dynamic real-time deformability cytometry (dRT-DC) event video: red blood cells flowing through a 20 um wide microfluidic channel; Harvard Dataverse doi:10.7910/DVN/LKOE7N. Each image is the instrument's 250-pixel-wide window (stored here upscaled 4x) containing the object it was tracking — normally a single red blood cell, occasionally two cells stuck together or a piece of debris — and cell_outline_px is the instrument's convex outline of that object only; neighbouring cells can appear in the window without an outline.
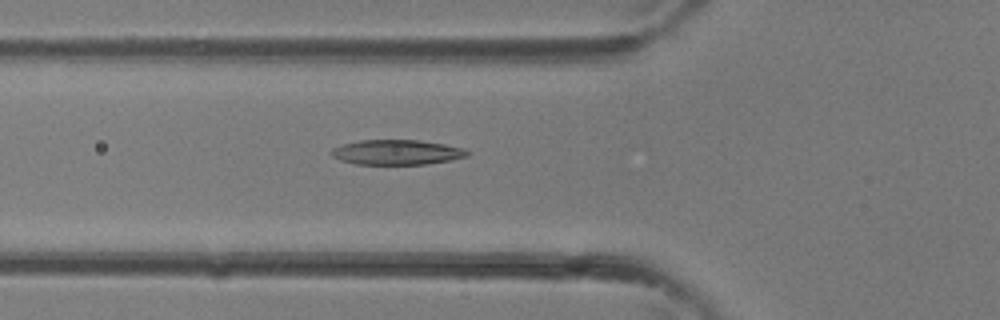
{"species": "common noctule bat (a hibernating species)", "species_latin": "Nyctalus noctula", "temperature_condition": "room temperature", "stored_images_in_passage": 36, "camera_frame_rate_fps": 3000, "um_per_image_px": 0.085, "animal": {"sex": "female"}, "frame": {"image": 1, "passage_image": 13, "time_ms": 4.0, "image_size_px": [1000, 320], "cell_outline_px": [[468, 156], [428, 164], [356, 164], [340, 160], [332, 156], [328, 152], [332, 148], [344, 144], [360, 140], [416, 140], [444, 144], [464, 148], [468, 152]], "centroid_in_image_um": [33.69, 12.94], "position_along_channel_um": 92.1, "area_um2": 19.65}}
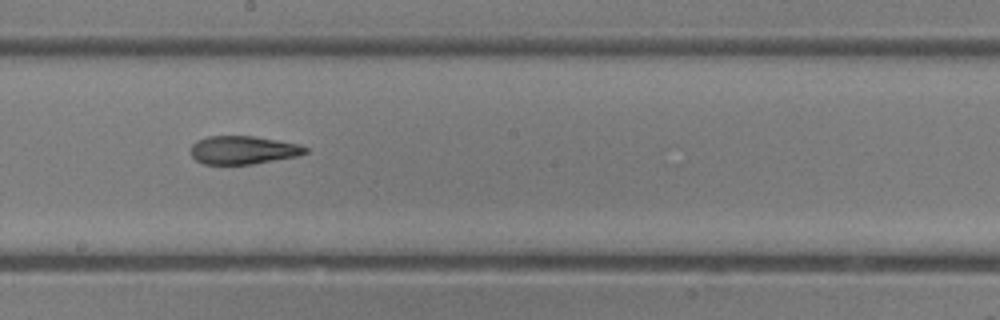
{"frame": {"image": 2, "passage_image": 20, "time_ms": 6.333, "image_size_px": [1000, 320], "cell_outline_px": [[308, 152], [296, 156], [252, 164], [204, 164], [196, 160], [192, 156], [192, 144], [196, 140], [208, 136], [252, 136], [300, 144], [308, 148]], "centroid_in_image_um": [20.66, 12.75], "position_along_channel_um": 227.5, "area_um2": 18.73}}
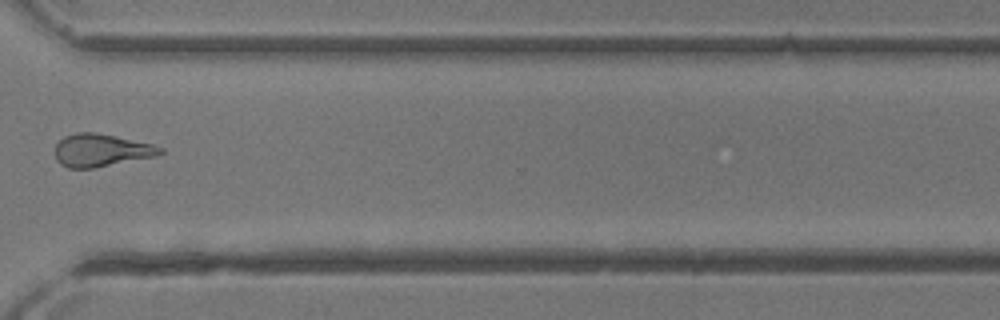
{"frame": {"image": 3, "passage_image": 27, "time_ms": 8.667, "image_size_px": [1000, 320], "cell_outline_px": [[164, 152], [156, 156], [92, 168], [68, 168], [60, 164], [56, 160], [56, 144], [64, 136], [76, 132], [96, 132], [116, 136], [152, 144], [164, 148]], "centroid_in_image_um": [8.59, 12.77], "position_along_channel_um": 362.0, "area_um2": 20.0}}